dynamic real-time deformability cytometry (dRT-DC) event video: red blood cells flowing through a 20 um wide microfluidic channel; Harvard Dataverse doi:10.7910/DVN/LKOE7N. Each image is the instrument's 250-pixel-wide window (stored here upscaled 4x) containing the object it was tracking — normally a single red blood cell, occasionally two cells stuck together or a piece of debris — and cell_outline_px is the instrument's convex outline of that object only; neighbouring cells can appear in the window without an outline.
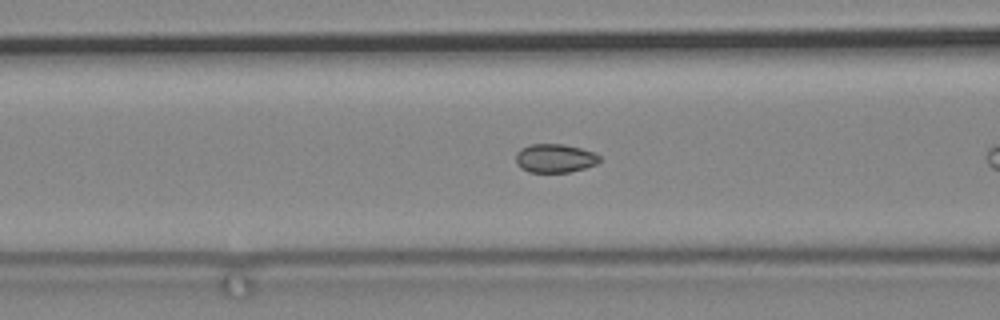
{"species": "common noctule bat (a hibernating species)", "species_latin": "Nyctalus noctula", "temperature_condition": "cold", "stored_images_in_passage": 8, "camera_frame_rate_fps": 3000, "um_per_image_px": 0.085, "animal": {"sex": "male", "body_mass_g": 19.2, "forearm_length_mm": 51.8}, "frame": {"image": 1, "passage_image": 6, "time_ms": 1.667, "image_size_px": [1000, 320], "cell_outline_px": [[600, 160], [596, 164], [584, 168], [568, 172], [528, 172], [520, 168], [516, 164], [516, 152], [520, 148], [528, 144], [564, 144], [596, 152], [600, 156]], "centroid_in_image_um": [47.14, 13.44], "position_along_channel_um": 119.5, "area_um2": 14.16}}